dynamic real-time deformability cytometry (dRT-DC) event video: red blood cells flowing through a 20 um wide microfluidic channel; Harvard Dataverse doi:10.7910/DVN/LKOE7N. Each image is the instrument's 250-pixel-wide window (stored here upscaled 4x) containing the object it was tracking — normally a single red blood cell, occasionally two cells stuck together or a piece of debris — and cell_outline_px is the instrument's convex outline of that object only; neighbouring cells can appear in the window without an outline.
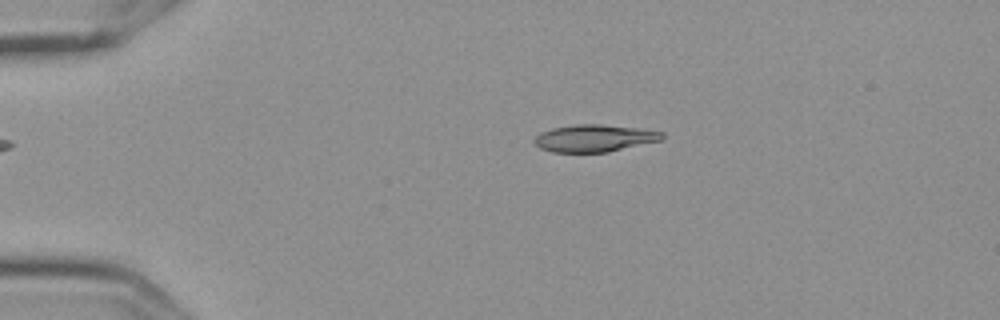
{"species": "Egyptian fruit bat (a non-hibernating species)", "species_latin": "Rousettus aegyptiacus", "temperature_condition": "cold", "stored_images_in_passage": 14, "camera_frame_rate_fps": 3000, "um_per_image_px": 0.085, "frame": {"image": 1, "passage_image": 3, "time_ms": 0.667, "image_size_px": [1000, 320], "cell_outline_px": [[664, 136], [660, 140], [608, 152], [552, 152], [540, 148], [532, 140], [540, 132], [552, 128], [576, 124], [600, 124], [636, 128], [664, 132]], "centroid_in_image_um": [50.48, 11.74], "position_along_channel_um": 34.5, "area_um2": 20.11}}
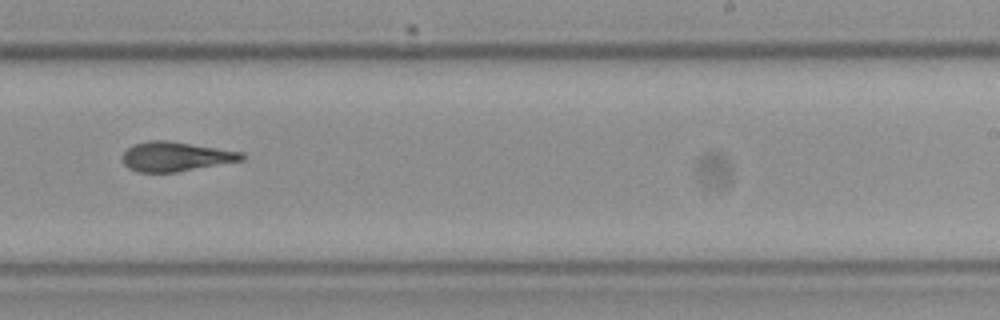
{"frame": {"image": 2, "passage_image": 9, "time_ms": 2.667, "image_size_px": [1000, 320], "cell_outline_px": [[244, 160], [176, 172], [136, 172], [128, 168], [124, 164], [120, 156], [132, 144], [148, 140], [168, 140], [244, 152]], "centroid_in_image_um": [14.89, 13.3], "position_along_channel_um": 274.1, "area_um2": 20.69}}
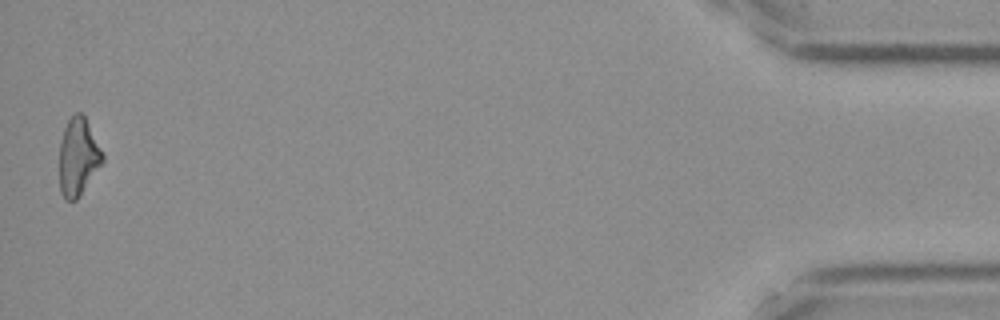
{"frame": {"image": 3, "passage_image": 14, "time_ms": 4.333, "image_size_px": [1000, 320], "cell_outline_px": [[104, 160], [80, 196], [76, 200], [64, 200], [60, 192], [60, 140], [64, 128], [68, 120], [76, 112], [80, 112], [84, 116], [104, 156]], "centroid_in_image_um": [6.62, 13.36], "position_along_channel_um": 428.6, "area_um2": 19.25}}